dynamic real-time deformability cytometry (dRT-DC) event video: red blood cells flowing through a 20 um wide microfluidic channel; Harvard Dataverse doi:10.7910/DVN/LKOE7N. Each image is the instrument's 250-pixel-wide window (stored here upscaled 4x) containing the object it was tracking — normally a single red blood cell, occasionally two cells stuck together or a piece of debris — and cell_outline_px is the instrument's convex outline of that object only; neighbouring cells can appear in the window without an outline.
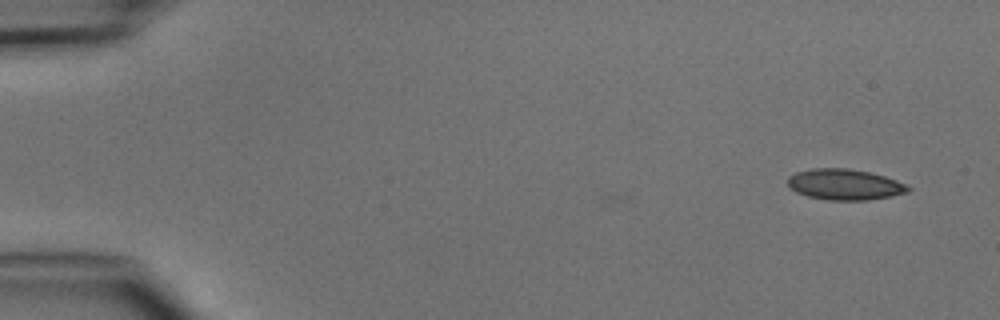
{"species": "common noctule bat (a hibernating species)", "species_latin": "Nyctalus noctula", "temperature_condition": "cold", "stored_images_in_passage": 2, "camera_frame_rate_fps": 3000, "um_per_image_px": 0.085, "animal": {"sex": "male", "body_mass_g": 15.6}, "frame": {"image": 1, "passage_image": 2, "time_ms": 1.333, "image_size_px": [1000, 320], "cell_outline_px": [[912, 188], [908, 192], [892, 196], [868, 200], [828, 200], [808, 196], [796, 192], [788, 184], [788, 176], [796, 172], [812, 168], [844, 168], [868, 172], [884, 176], [896, 180]], "centroid_in_image_um": [71.79, 15.68], "position_along_channel_um": 13.2, "area_um2": 21.5}}